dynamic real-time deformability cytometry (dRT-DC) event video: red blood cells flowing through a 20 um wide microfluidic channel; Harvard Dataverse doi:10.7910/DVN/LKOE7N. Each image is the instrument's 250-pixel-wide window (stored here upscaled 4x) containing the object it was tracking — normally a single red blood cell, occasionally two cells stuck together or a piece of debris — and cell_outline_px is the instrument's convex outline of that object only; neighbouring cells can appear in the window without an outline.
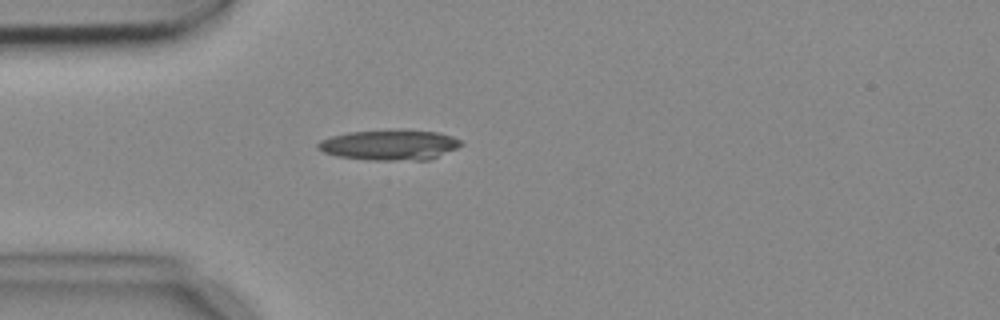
{"species": "common noctule bat (a hibernating species)", "species_latin": "Nyctalus noctula", "temperature_condition": "cold", "stored_images_in_passage": 2, "camera_frame_rate_fps": 3000, "um_per_image_px": 0.085, "animal": {"sex": "female", "body_mass_g": 18.4}, "frame": {"image": 1, "passage_image": 2, "time_ms": 0.333, "image_size_px": [1000, 320], "cell_outline_px": [[464, 144], [432, 160], [368, 160], [336, 156], [324, 152], [316, 148], [316, 144], [320, 140], [332, 136], [348, 132], [436, 132], [452, 136], [460, 140]], "centroid_in_image_um": [33.1, 12.37], "position_along_channel_um": 51.9, "area_um2": 24.62}}